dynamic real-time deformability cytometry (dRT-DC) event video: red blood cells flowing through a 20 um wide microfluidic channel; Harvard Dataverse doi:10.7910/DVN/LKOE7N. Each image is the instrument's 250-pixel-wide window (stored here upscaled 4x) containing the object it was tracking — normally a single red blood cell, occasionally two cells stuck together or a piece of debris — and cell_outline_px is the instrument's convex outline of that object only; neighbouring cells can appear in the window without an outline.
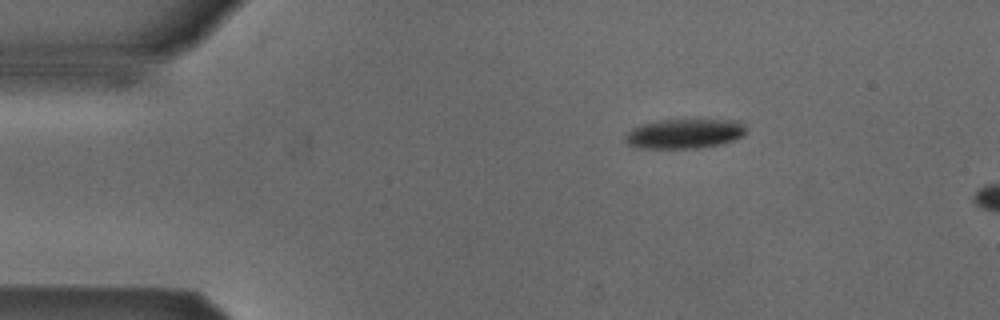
{"species": "Egyptian fruit bat (a non-hibernating species)", "species_latin": "Rousettus aegyptiacus", "temperature_condition": "cold", "stored_images_in_passage": 3, "camera_frame_rate_fps": 3000, "um_per_image_px": 0.085, "animal": {"sex": "male"}, "frame": {"image": 1, "passage_image": 1, "time_ms": 0.0, "image_size_px": [1000, 320], "cell_outline_px": [[744, 136], [720, 144], [696, 148], [632, 148], [624, 140], [624, 136], [632, 128], [644, 124], [664, 120], [744, 120]], "centroid_in_image_um": [58.17, 11.37], "position_along_channel_um": 26.8, "area_um2": 20.81}}